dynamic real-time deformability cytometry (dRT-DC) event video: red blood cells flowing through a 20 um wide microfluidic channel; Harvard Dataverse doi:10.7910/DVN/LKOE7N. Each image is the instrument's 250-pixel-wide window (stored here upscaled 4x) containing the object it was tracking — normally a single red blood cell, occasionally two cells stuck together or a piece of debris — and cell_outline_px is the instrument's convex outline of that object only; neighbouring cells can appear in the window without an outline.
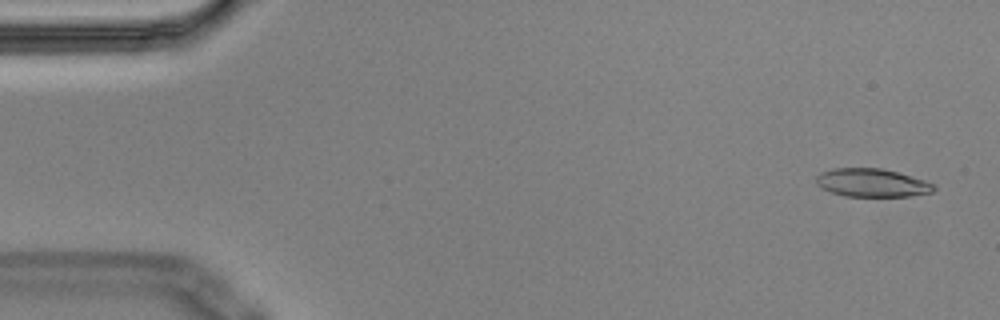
{"species": "Egyptian fruit bat (a non-hibernating species)", "species_latin": "Rousettus aegyptiacus", "temperature_condition": "cold", "stored_images_in_passage": 6, "camera_frame_rate_fps": 3000, "um_per_image_px": 0.085, "animal": {"sex": "male"}, "frame": {"image": 1, "passage_image": 1, "time_ms": 0.0, "image_size_px": [1000, 320], "cell_outline_px": [[936, 188], [932, 192], [912, 196], [844, 196], [832, 192], [816, 184], [816, 176], [820, 172], [832, 168], [884, 168], [924, 180], [936, 184]], "centroid_in_image_um": [74.13, 15.53], "position_along_channel_um": 10.9, "area_um2": 19.42}}